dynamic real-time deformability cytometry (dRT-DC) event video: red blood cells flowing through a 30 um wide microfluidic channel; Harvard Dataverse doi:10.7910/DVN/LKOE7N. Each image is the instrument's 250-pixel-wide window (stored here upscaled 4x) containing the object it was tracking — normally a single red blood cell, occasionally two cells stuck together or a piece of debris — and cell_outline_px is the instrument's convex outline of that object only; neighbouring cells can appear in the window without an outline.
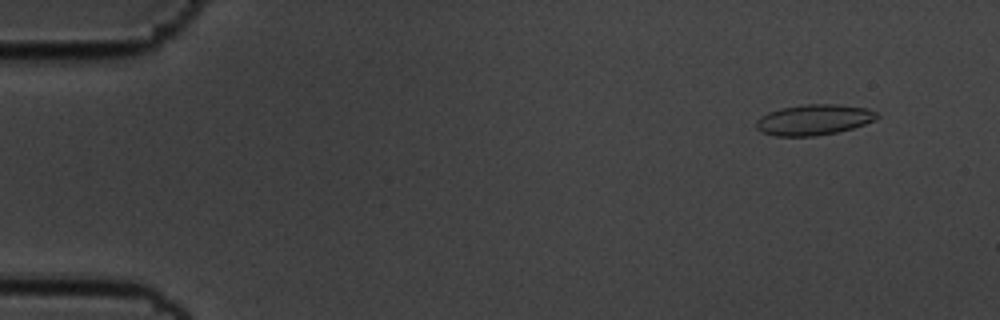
{"species": "common noctule bat (a hibernating species)", "species_latin": "Nyctalus noctula", "temperature_condition": "cold", "stored_images_in_passage": 57, "camera_frame_rate_fps": 3000, "um_per_image_px": 0.085, "animal": {"sex": "male", "body_mass_g": 19.5, "forearm_length_mm": 54.6}, "frame": {"image": 1, "passage_image": 5, "time_ms": 1.333, "image_size_px": [1000, 320], "cell_outline_px": [[880, 116], [876, 120], [852, 128], [836, 132], [816, 136], [776, 136], [760, 132], [756, 128], [756, 120], [760, 116], [768, 112], [780, 108], [804, 104], [836, 104], [868, 108], [876, 112]], "centroid_in_image_um": [69.16, 10.17], "position_along_channel_um": 15.8, "area_um2": 21.73}}
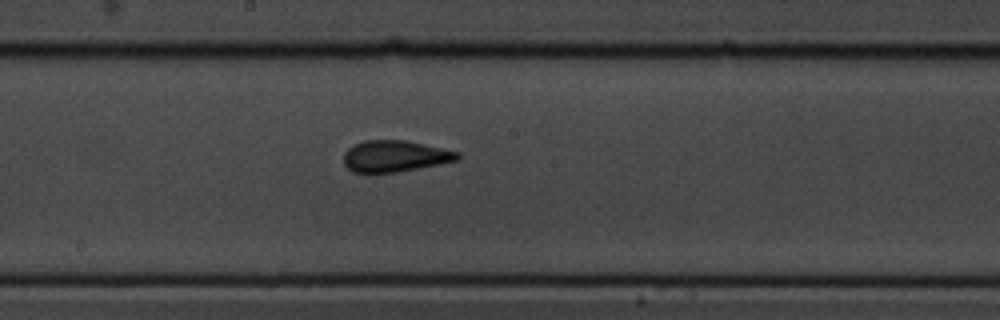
{"frame": {"image": 2, "passage_image": 31, "time_ms": 10.0, "image_size_px": [1000, 320], "cell_outline_px": [[460, 156], [456, 160], [440, 164], [396, 172], [352, 172], [344, 164], [344, 152], [348, 148], [364, 140], [408, 140], [460, 152]], "centroid_in_image_um": [33.57, 13.26], "position_along_channel_um": 214.6, "area_um2": 20.75}}
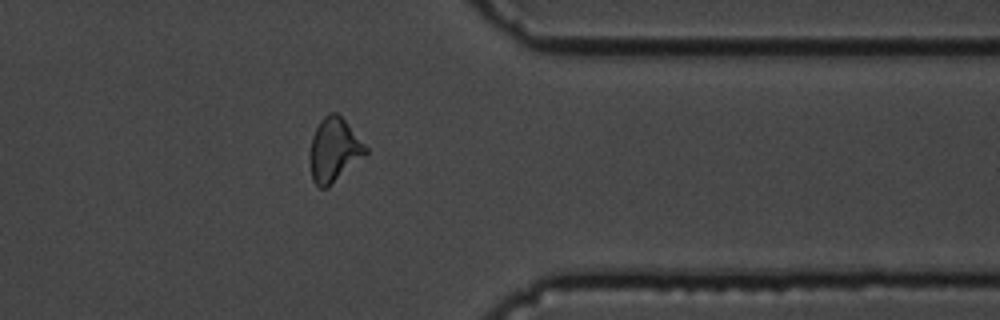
{"frame": {"image": 3, "passage_image": 46, "time_ms": 15.0, "image_size_px": [1000, 320], "cell_outline_px": [[368, 152], [364, 156], [328, 188], [320, 188], [312, 180], [312, 136], [320, 120], [328, 112], [336, 112], [348, 124], [368, 148]], "centroid_in_image_um": [28.42, 12.74], "position_along_channel_um": 383.0, "area_um2": 20.23}, "authors_computed_cell_mechanics": {"area_um2": 20.7502, "velocity_mm_per_s": 3.5456, "shape_relaxation_time_tau1_ms": 5.9482, "shape_relaxation_time_tau2_ms": 0.9569, "deformation_change_tau1": 0.1265, "deformation_change_tau2": 0.0504}}